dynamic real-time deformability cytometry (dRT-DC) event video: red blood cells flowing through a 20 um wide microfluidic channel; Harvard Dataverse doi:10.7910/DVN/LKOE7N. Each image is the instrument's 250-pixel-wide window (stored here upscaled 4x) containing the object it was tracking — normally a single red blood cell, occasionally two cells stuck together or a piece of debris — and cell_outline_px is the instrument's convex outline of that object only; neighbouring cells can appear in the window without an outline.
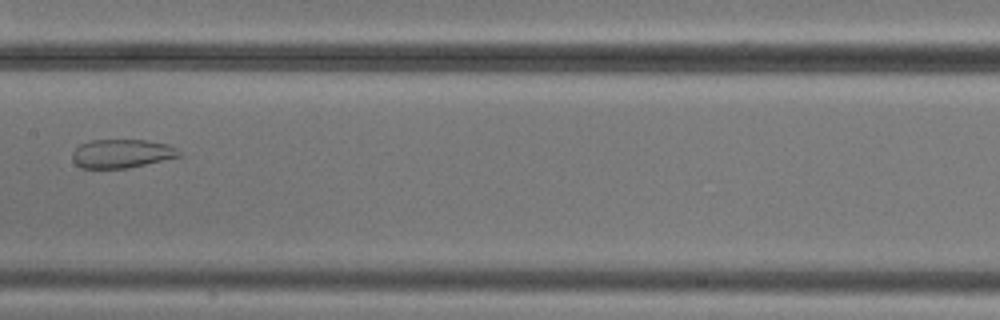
{"species": "common noctule bat (a hibernating species)", "species_latin": "Nyctalus noctula", "temperature_condition": "cold", "stored_images_in_passage": 7, "camera_frame_rate_fps": 3000, "um_per_image_px": 0.085, "animal": {"sex": "male", "body_mass_g": 20.5, "forearm_length_mm": 52.5}, "frame": {"image": 1, "passage_image": 7, "time_ms": 8.0, "image_size_px": [1000, 320], "cell_outline_px": [[184, 156], [128, 168], [80, 168], [72, 160], [72, 152], [80, 144], [92, 140], [148, 140], [168, 144], [176, 148]], "centroid_in_image_um": [10.37, 13.06], "position_along_channel_um": 197.0, "area_um2": 18.03}}